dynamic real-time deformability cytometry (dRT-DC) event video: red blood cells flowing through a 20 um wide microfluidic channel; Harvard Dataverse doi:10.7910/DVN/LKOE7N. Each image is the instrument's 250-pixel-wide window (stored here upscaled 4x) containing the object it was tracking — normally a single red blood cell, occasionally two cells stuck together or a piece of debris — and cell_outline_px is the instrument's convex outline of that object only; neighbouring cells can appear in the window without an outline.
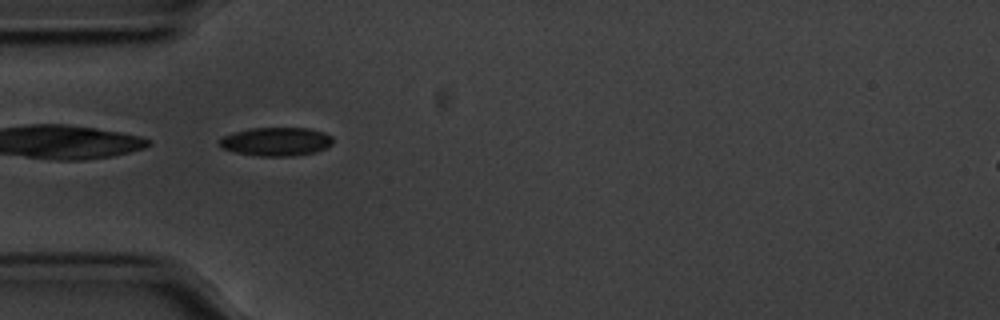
{"species": "common noctule bat (a hibernating species)", "species_latin": "Nyctalus noctula", "temperature_condition": "cold", "stored_images_in_passage": 40, "camera_frame_rate_fps": 3000, "um_per_image_px": 0.085, "animal": {"sex": "male", "body_mass_g": 20.1, "forearm_length_mm": 53.5}, "frame": {"image": 1, "passage_image": 1, "time_ms": 0.0, "image_size_px": [1000, 320], "cell_outline_px": [[332, 144], [316, 152], [292, 156], [260, 156], [236, 152], [220, 148], [220, 136], [232, 132], [248, 128], [308, 128], [324, 132], [332, 136]], "centroid_in_image_um": [23.44, 12.03], "position_along_channel_um": 61.6, "area_um2": 19.02}}
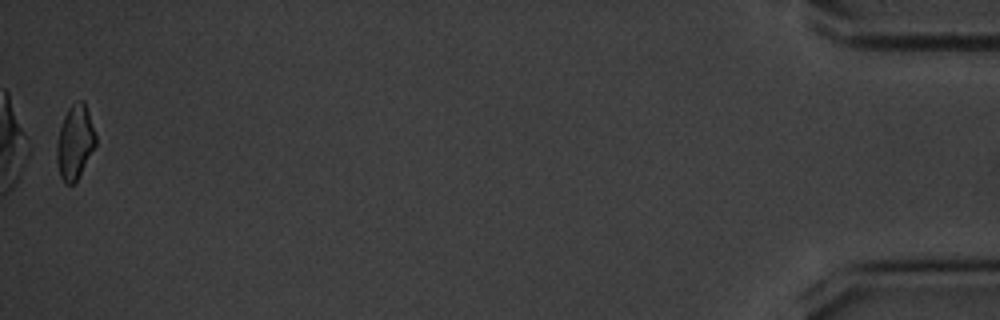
{"frame": {"image": 2, "passage_image": 40, "time_ms": 13.0, "image_size_px": [1000, 320], "cell_outline_px": [[96, 144], [76, 180], [72, 184], [64, 184], [60, 176], [56, 160], [56, 144], [60, 128], [64, 116], [68, 108], [72, 104], [80, 100], [84, 100], [96, 136]], "centroid_in_image_um": [6.34, 12.08], "position_along_channel_um": 428.9, "area_um2": 16.59}, "authors_computed_cell_mechanics": {"area_um2": 18.6116, "velocity_mm_per_s": 3.55, "shape_relaxation_time_tau1_ms": 2.3307, "shape_relaxation_time_tau2_ms": 5.3602, "deformation_change_tau1": 0.0735, "deformation_change_tau2": 0.1145}}